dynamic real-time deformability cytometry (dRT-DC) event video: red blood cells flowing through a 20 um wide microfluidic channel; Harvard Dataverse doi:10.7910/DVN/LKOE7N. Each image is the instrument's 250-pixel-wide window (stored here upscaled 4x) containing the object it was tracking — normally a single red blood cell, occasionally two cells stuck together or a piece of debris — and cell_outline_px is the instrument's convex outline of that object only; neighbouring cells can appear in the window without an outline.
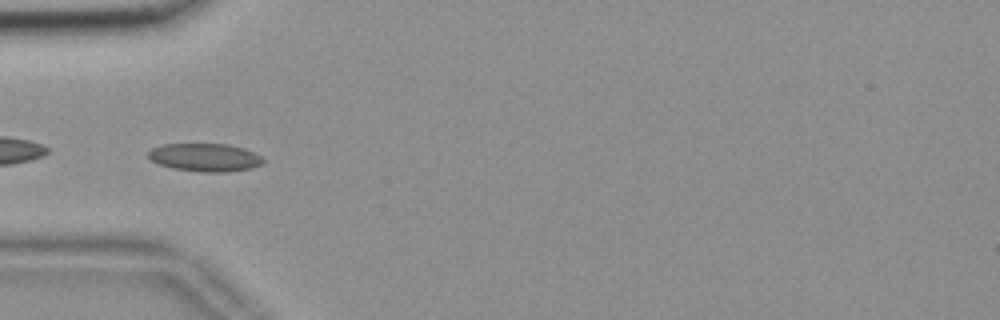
{"species": "common noctule bat (a hibernating species)", "species_latin": "Nyctalus noctula", "temperature_condition": "room temperature", "stored_images_in_passage": 55, "camera_frame_rate_fps": 3000, "um_per_image_px": 0.085, "animal": {"sex": "female", "body_mass_g": 18.4}, "frame": {"image": 1, "passage_image": 17, "time_ms": 5.333, "image_size_px": [1000, 320], "cell_outline_px": [[264, 160], [260, 164], [252, 168], [228, 172], [200, 172], [172, 168], [160, 164], [152, 160], [148, 156], [148, 152], [152, 148], [164, 144], [228, 144], [244, 148], [256, 152]], "centroid_in_image_um": [17.45, 13.38], "position_along_channel_um": 67.6, "area_um2": 18.79}}
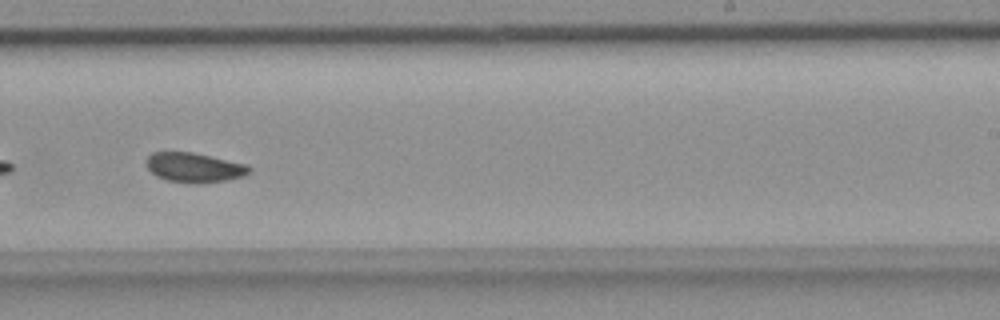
{"frame": {"image": 2, "passage_image": 34, "time_ms": 11.0, "image_size_px": [1000, 320], "cell_outline_px": [[252, 168], [244, 176], [228, 180], [200, 184], [192, 184], [168, 180], [156, 176], [144, 164], [144, 160], [152, 152], [192, 152], [244, 164]], "centroid_in_image_um": [16.46, 14.25], "position_along_channel_um": 272.5, "area_um2": 17.8}}
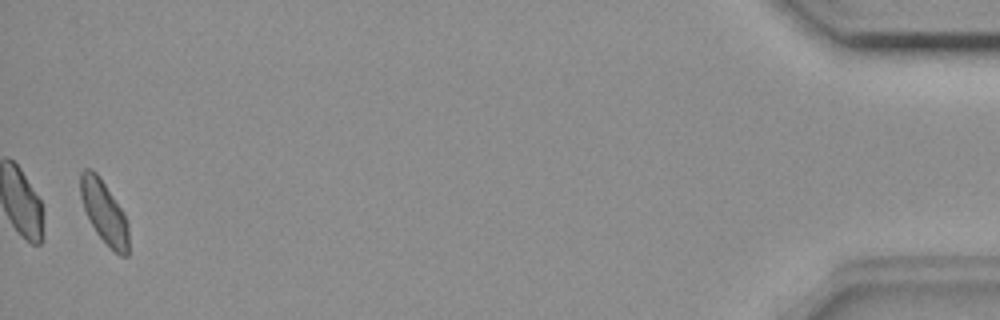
{"frame": {"image": 3, "passage_image": 54, "time_ms": 17.667, "image_size_px": [1000, 320], "cell_outline_px": [[128, 256], [120, 256], [96, 232], [84, 208], [80, 196], [80, 172], [84, 168], [92, 168], [100, 176], [124, 212], [128, 220]], "centroid_in_image_um": [8.86, 17.97], "position_along_channel_um": 426.3, "area_um2": 17.57}, "authors_computed_cell_mechanics": {"area_um2": 18.0336, "velocity_mm_per_s": 3.6371, "shape_relaxation_time_tau1_ms": 8.3013, "shape_relaxation_time_tau2_ms": 4.4386, "deformation_change_tau1": 0.0921, "deformation_change_tau2": 0.0701}}